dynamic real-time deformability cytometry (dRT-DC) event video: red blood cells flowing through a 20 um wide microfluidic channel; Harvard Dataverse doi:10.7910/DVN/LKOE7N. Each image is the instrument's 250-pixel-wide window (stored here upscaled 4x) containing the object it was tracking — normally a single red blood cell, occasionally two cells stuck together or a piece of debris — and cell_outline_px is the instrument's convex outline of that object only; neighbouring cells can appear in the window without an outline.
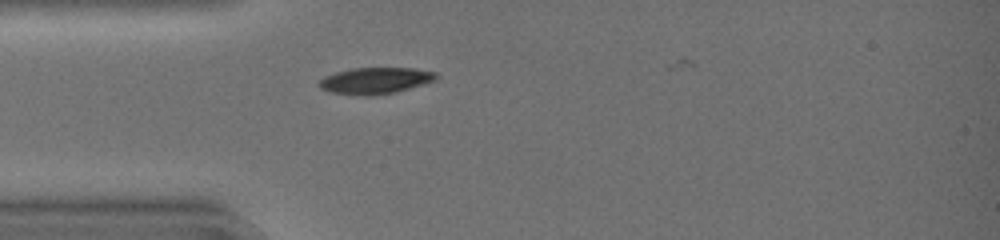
{"species": "common noctule bat (a hibernating species)", "species_latin": "Nyctalus noctula", "temperature_condition": "warm", "stored_images_in_passage": 21, "camera_frame_rate_fps": 3000, "um_per_image_px": 0.085, "animal": {"sex": "female", "body_mass_g": 19.0, "forearm_length_mm": 51.5}, "frame": {"image": 1, "passage_image": 4, "time_ms": 1.0, "image_size_px": [1000, 240], "cell_outline_px": [[440, 76], [436, 80], [424, 84], [396, 92], [368, 96], [364, 96], [328, 92], [320, 88], [316, 84], [324, 76], [336, 72], [352, 68], [412, 68], [436, 72]], "centroid_in_image_um": [31.89, 6.86], "position_along_channel_um": 53.1, "area_um2": 18.21}}
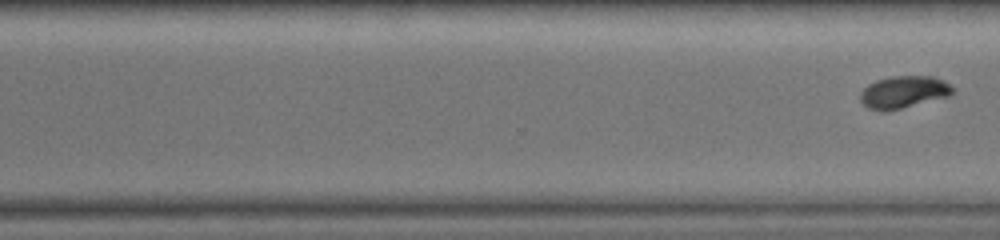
{"frame": {"image": 2, "passage_image": 21, "time_ms": 6.667, "image_size_px": [1000, 240], "cell_outline_px": [[956, 88], [948, 96], [884, 112], [868, 108], [860, 100], [860, 92], [868, 84], [876, 80], [892, 76], [932, 76], [944, 80]], "centroid_in_image_um": [76.8, 7.81], "position_along_channel_um": 293.8, "area_um2": 17.28}}